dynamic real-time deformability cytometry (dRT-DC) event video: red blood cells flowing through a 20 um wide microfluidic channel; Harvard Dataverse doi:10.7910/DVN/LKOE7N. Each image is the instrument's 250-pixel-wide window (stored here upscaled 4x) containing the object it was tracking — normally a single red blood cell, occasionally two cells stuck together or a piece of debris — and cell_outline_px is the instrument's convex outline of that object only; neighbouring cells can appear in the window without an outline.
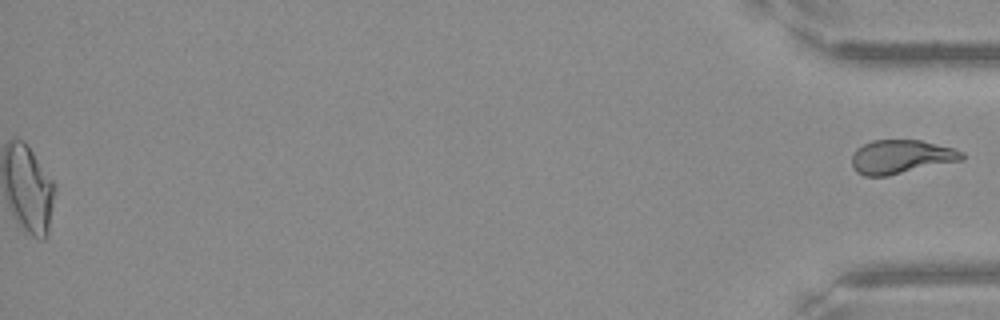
{"species": "Egyptian fruit bat (a non-hibernating species)", "species_latin": "Rousettus aegyptiacus", "temperature_condition": "warm", "stored_images_in_passage": 38, "segment_of_instrument_passage": [2, 2], "camera_frame_rate_fps": 3000, "um_per_image_px": 0.085, "frame": {"image": 1, "passage_image": 38, "time_ms": 12.333, "image_size_px": [1000, 320], "cell_outline_px": [[964, 160], [888, 176], [864, 176], [856, 172], [852, 168], [852, 156], [856, 148], [872, 140], [920, 140], [952, 148], [964, 152]], "centroid_in_image_um": [76.58, 13.34], "position_along_channel_um": 358.6, "area_um2": 21.85}}